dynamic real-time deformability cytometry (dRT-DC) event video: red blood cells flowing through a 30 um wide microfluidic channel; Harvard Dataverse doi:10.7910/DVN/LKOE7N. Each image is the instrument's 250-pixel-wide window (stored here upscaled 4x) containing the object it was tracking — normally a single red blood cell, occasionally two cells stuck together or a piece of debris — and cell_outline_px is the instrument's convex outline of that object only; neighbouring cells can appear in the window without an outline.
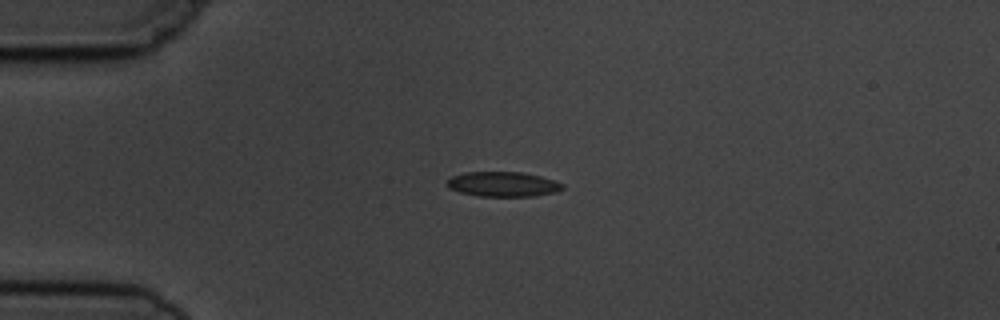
{"species": "common noctule bat (a hibernating species)", "species_latin": "Nyctalus noctula", "temperature_condition": "cold", "stored_images_in_passage": 2, "camera_frame_rate_fps": 3000, "um_per_image_px": 0.085, "animal": {"sex": "male", "body_mass_g": 19.5, "forearm_length_mm": 54.6}, "frame": {"image": 1, "passage_image": 1, "time_ms": 0.0, "image_size_px": [1000, 320], "cell_outline_px": [[564, 188], [556, 192], [532, 196], [476, 196], [460, 192], [448, 188], [444, 184], [452, 176], [464, 172], [524, 172], [540, 176], [564, 184]], "centroid_in_image_um": [42.72, 15.65], "position_along_channel_um": 42.3, "area_um2": 16.82}}